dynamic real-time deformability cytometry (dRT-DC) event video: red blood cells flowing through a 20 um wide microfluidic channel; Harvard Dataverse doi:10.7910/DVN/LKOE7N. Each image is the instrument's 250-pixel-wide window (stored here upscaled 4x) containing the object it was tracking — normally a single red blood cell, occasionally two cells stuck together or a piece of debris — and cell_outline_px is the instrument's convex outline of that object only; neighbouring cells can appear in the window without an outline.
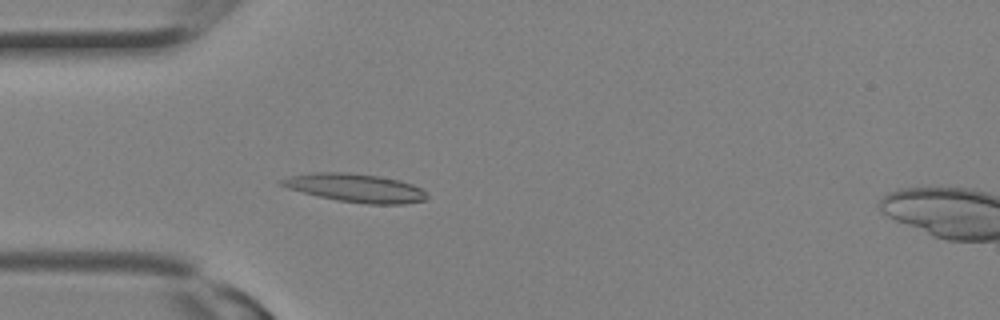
{"species": "Egyptian fruit bat (a non-hibernating species)", "species_latin": "Rousettus aegyptiacus", "temperature_condition": "room temperature", "stored_images_in_passage": 22, "camera_frame_rate_fps": 3000, "um_per_image_px": 0.085, "animal": {"sex": "female"}, "frame": {"image": 1, "passage_image": 4, "time_ms": 1.0, "image_size_px": [1000, 320], "cell_outline_px": [[428, 196], [424, 200], [404, 204], [368, 204], [340, 200], [320, 196], [288, 188], [280, 184], [280, 180], [292, 176], [316, 172], [348, 172], [376, 176], [400, 180], [412, 184], [420, 188]], "centroid_in_image_um": [30.25, 15.97], "position_along_channel_um": 54.7, "area_um2": 23.52}}
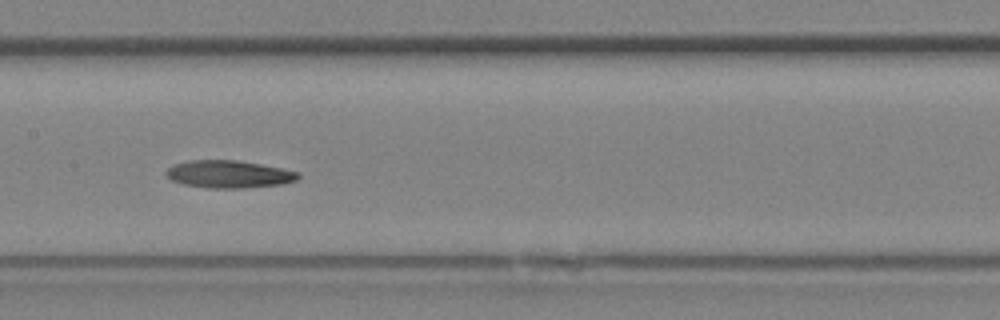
{"frame": {"image": 2, "passage_image": 10, "time_ms": 3.0, "image_size_px": [1000, 320], "cell_outline_px": [[300, 176], [296, 180], [280, 184], [244, 188], [208, 188], [184, 184], [172, 180], [164, 172], [172, 164], [188, 160], [236, 160], [260, 164], [300, 172]], "centroid_in_image_um": [19.42, 14.8], "position_along_channel_um": 188.0, "area_um2": 21.1}}
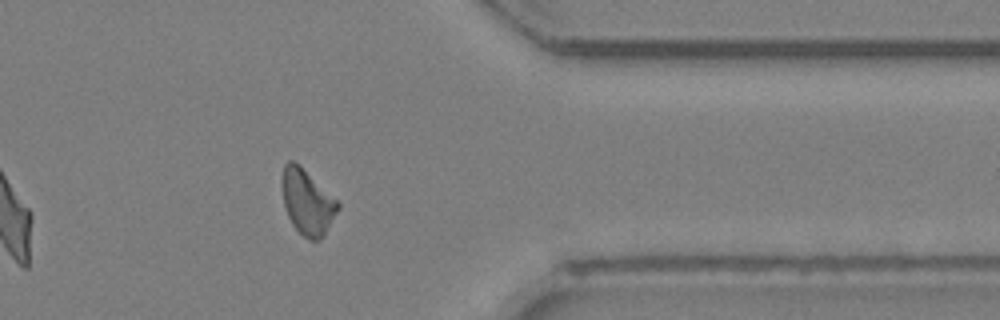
{"frame": {"image": 3, "passage_image": 19, "time_ms": 6.0, "image_size_px": [1000, 320], "cell_outline_px": [[340, 208], [324, 236], [320, 240], [308, 240], [292, 224], [284, 208], [280, 184], [280, 180], [284, 164], [288, 160], [292, 160], [300, 164], [340, 204]], "centroid_in_image_um": [26.08, 17.15], "position_along_channel_um": 385.3, "area_um2": 21.5}}